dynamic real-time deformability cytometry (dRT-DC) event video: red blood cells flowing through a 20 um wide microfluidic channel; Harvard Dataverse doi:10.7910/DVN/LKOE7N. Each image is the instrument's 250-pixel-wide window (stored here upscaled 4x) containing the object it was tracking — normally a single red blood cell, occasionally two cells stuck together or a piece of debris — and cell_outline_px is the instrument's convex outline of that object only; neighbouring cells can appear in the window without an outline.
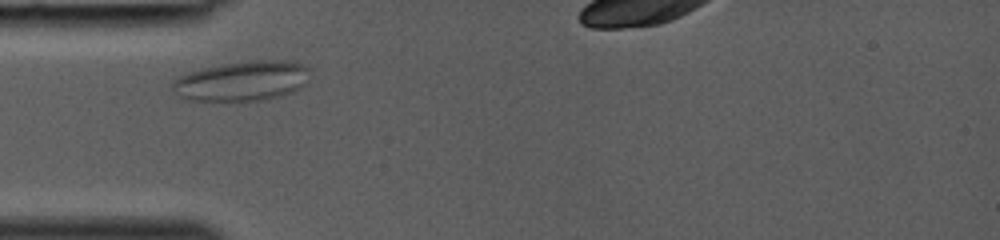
{"species": "common noctule bat (a hibernating species)", "species_latin": "Nyctalus noctula", "temperature_condition": "room temperature", "stored_images_in_passage": 27, "camera_frame_rate_fps": 3000, "um_per_image_px": 0.085, "animal": {"sex": "female", "body_mass_g": 19.0, "forearm_length_mm": 53.3}, "frame": {"image": 1, "passage_image": 3, "time_ms": 0.667, "image_size_px": [1000, 240], "cell_outline_px": [[312, 72], [308, 84], [292, 92], [280, 96], [264, 100], [188, 100], [180, 96], [172, 88], [172, 80], [188, 72], [200, 68], [248, 60], [288, 60], [304, 64]], "centroid_in_image_um": [20.65, 6.86], "position_along_channel_um": 64.3, "area_um2": 32.31}}
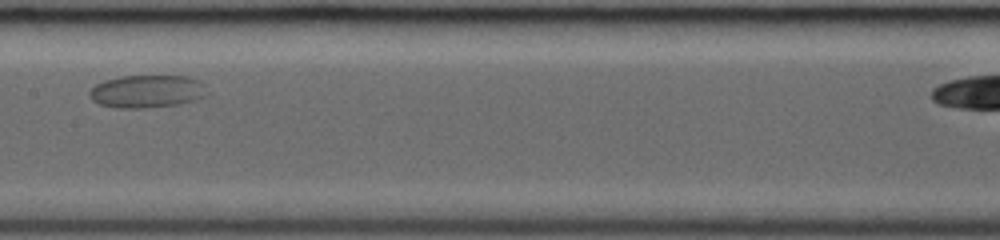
{"frame": {"image": 2, "passage_image": 12, "time_ms": 3.667, "image_size_px": [1000, 240], "cell_outline_px": [[208, 92], [204, 96], [192, 100], [176, 104], [144, 108], [116, 108], [100, 104], [92, 100], [88, 96], [88, 92], [96, 84], [104, 80], [120, 76], [188, 76], [200, 80], [204, 84]], "centroid_in_image_um": [12.47, 7.76], "position_along_channel_um": 194.9, "area_um2": 22.48}}
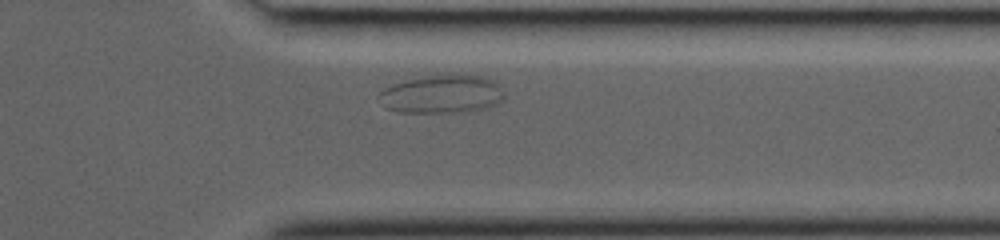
{"frame": {"image": 3, "passage_image": 24, "time_ms": 7.667, "image_size_px": [1000, 240], "cell_outline_px": [[504, 100], [500, 104], [488, 108], [468, 112], [396, 112], [388, 108], [376, 96], [384, 88], [392, 84], [408, 80], [436, 76], [480, 76], [492, 80], [504, 92]], "centroid_in_image_um": [37.59, 8.05], "position_along_channel_um": 373.8, "area_um2": 27.57}}